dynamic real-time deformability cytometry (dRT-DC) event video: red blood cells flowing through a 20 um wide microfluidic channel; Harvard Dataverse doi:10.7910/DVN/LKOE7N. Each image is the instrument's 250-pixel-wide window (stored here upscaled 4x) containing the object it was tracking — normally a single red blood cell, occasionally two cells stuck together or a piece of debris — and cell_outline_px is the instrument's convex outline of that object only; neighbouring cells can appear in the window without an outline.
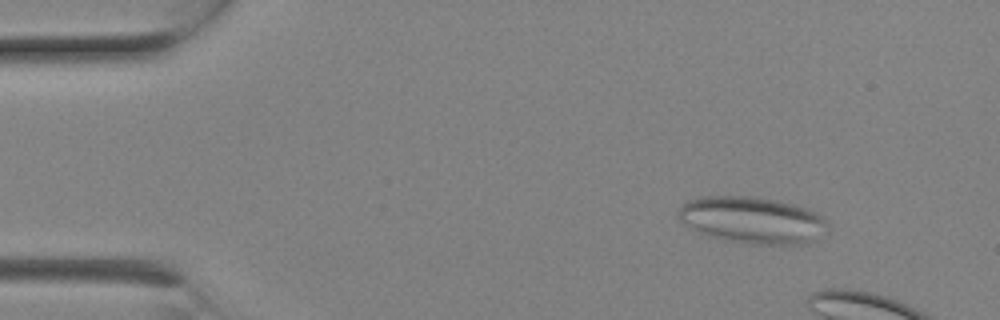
{"species": "Egyptian fruit bat (a non-hibernating species)", "species_latin": "Rousettus aegyptiacus", "temperature_condition": "room temperature", "stored_images_in_passage": 5, "camera_frame_rate_fps": 3000, "um_per_image_px": 0.085, "animal": {"sex": "female"}, "frame": {"image": 1, "passage_image": 2, "time_ms": 0.333, "image_size_px": [1000, 320], "cell_outline_px": [[828, 232], [816, 240], [804, 244], [752, 244], [728, 240], [708, 236], [684, 224], [680, 220], [676, 212], [688, 200], [696, 196], [756, 196], [776, 200], [792, 204], [816, 212], [824, 216], [828, 224]], "centroid_in_image_um": [63.98, 18.7], "position_along_channel_um": 21.0, "area_um2": 40.98}}